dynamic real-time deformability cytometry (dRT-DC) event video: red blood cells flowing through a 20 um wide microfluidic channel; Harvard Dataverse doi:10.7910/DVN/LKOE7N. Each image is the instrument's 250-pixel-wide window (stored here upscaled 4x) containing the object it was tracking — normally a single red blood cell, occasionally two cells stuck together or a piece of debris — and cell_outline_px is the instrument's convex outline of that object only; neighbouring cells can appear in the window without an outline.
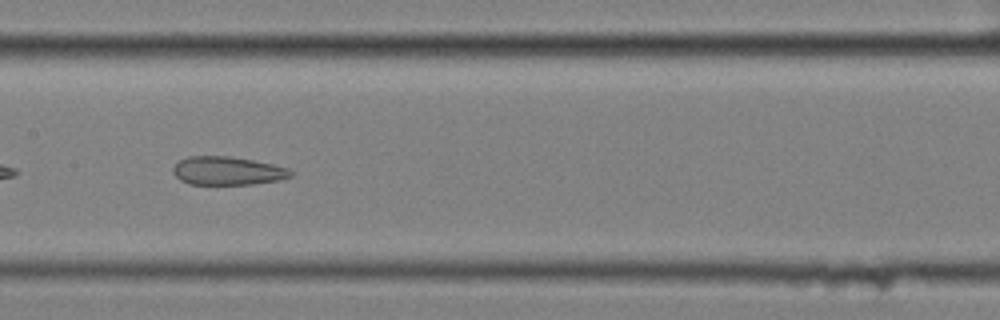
{"species": "common noctule bat (a hibernating species)", "species_latin": "Nyctalus noctula", "temperature_condition": "cold", "stored_images_in_passage": 50, "camera_frame_rate_fps": 3000, "um_per_image_px": 0.085, "animal": {"sex": "female", "body_mass_g": 25.1}, "frame": {"image": 1, "passage_image": 28, "time_ms": 9.0, "image_size_px": [1000, 320], "cell_outline_px": [[292, 176], [280, 180], [252, 184], [188, 184], [180, 180], [172, 172], [172, 168], [180, 160], [188, 156], [228, 156], [252, 160], [272, 164], [288, 168], [292, 172]], "centroid_in_image_um": [19.32, 14.52], "position_along_channel_um": 188.1, "area_um2": 19.42}}
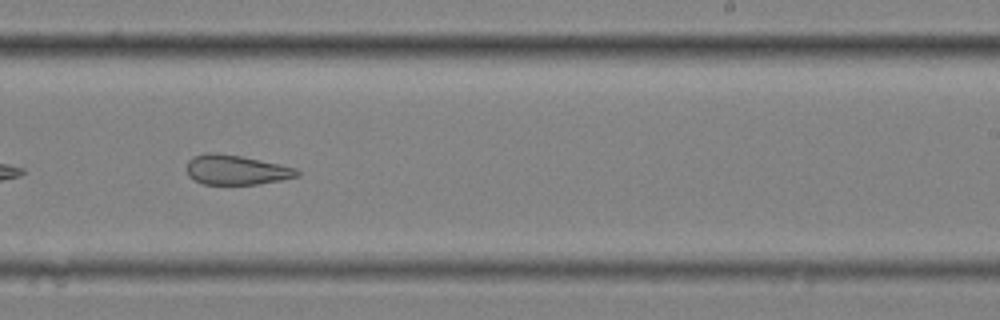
{"frame": {"image": 2, "passage_image": 35, "time_ms": 11.333, "image_size_px": [1000, 320], "cell_outline_px": [[300, 176], [280, 180], [256, 184], [204, 184], [188, 176], [188, 160], [192, 156], [208, 152], [216, 152], [240, 156], [296, 168], [300, 172]], "centroid_in_image_um": [20.06, 14.43], "position_along_channel_um": 268.9, "area_um2": 18.9}}
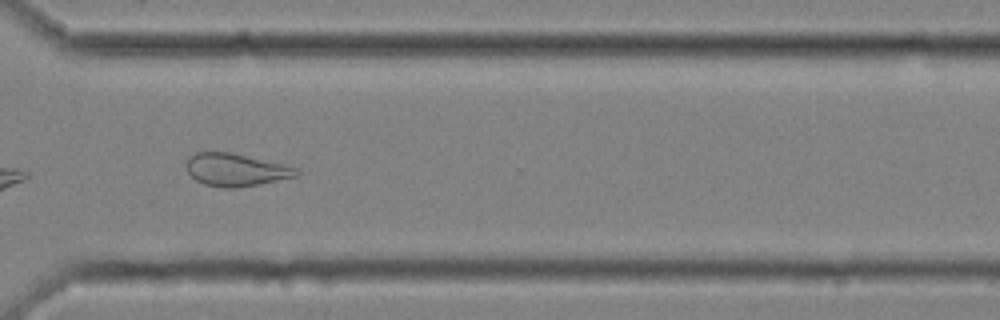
{"frame": {"image": 3, "passage_image": 42, "time_ms": 13.667, "image_size_px": [1000, 320], "cell_outline_px": [[300, 172], [296, 176], [236, 188], [224, 188], [204, 184], [196, 180], [188, 172], [188, 160], [196, 152], [228, 152], [280, 164], [296, 168]], "centroid_in_image_um": [20.01, 14.44], "position_along_channel_um": 350.6, "area_um2": 20.17}, "authors_computed_cell_mechanics": {"area_um2": 23.12, "velocity_mm_per_s": 3.4677, "shape_relaxation_time_tau1_ms": null, "shape_relaxation_time_tau2_ms": 4.1329, "deformation_change_tau1": null, "deformation_change_tau2": 0.1378}}